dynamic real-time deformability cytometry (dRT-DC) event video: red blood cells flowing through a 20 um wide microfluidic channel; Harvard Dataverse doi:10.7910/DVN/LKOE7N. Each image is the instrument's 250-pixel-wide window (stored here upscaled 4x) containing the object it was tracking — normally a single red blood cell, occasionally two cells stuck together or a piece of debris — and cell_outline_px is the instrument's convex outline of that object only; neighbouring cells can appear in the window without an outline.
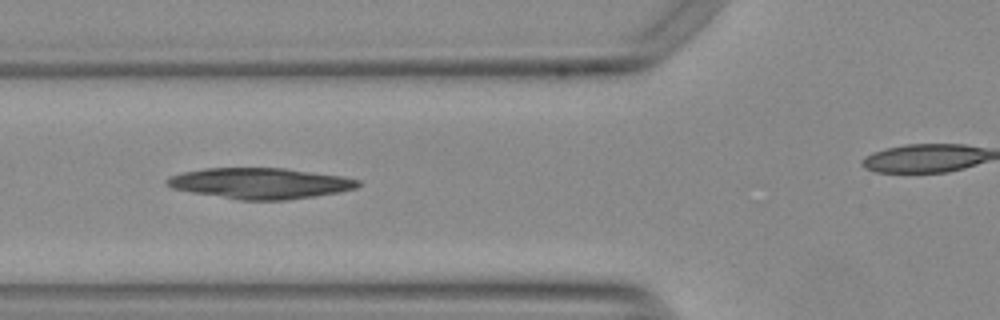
{"species": "Egyptian fruit bat (a non-hibernating species)", "species_latin": "Rousettus aegyptiacus", "temperature_condition": "warm", "stored_images_in_passage": 18, "camera_frame_rate_fps": 3000, "um_per_image_px": 0.085, "animal": {"sex": "female"}, "frame": {"image": 1, "passage_image": 6, "time_ms": 1.667, "image_size_px": [1000, 320], "cell_outline_px": [[360, 184], [356, 188], [340, 192], [288, 200], [240, 200], [192, 192], [172, 188], [164, 180], [172, 176], [184, 172], [204, 168], [284, 168], [340, 176], [360, 180]], "centroid_in_image_um": [22.13, 15.58], "position_along_channel_um": 103.7, "area_um2": 34.04}}
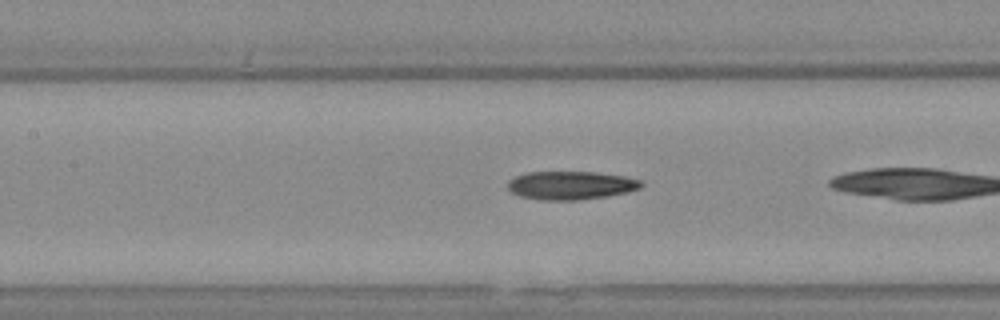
{"frame": {"image": 2, "passage_image": 8, "time_ms": 2.333, "image_size_px": [1000, 320], "cell_outline_px": [[644, 184], [640, 188], [628, 192], [608, 196], [580, 200], [540, 200], [520, 196], [512, 192], [508, 188], [508, 180], [516, 176], [528, 172], [596, 172], [624, 176], [640, 180]], "centroid_in_image_um": [48.53, 15.76], "position_along_channel_um": 158.9, "area_um2": 22.14}}